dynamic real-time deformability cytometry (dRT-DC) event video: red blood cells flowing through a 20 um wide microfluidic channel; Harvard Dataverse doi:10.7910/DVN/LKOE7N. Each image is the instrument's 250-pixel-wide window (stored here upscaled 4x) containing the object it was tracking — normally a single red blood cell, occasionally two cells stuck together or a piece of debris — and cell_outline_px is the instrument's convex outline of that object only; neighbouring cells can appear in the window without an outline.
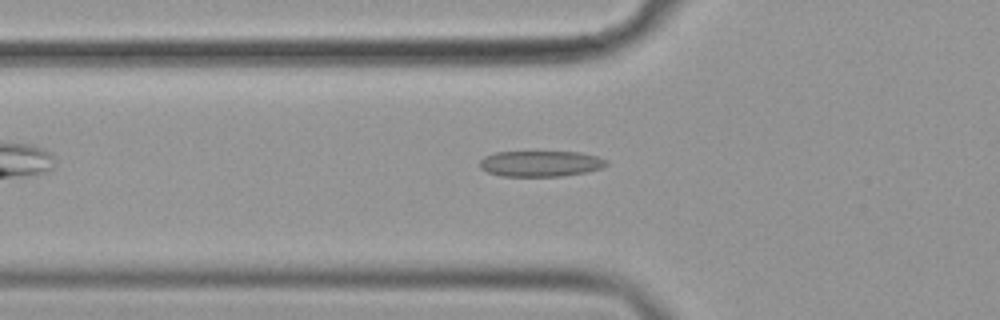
{"species": "common noctule bat (a hibernating species)", "species_latin": "Nyctalus noctula", "temperature_condition": "cold", "stored_images_in_passage": 47, "camera_frame_rate_fps": 3000, "um_per_image_px": 0.085, "animal": {"sex": "female", "body_mass_g": 19.9}, "frame": {"image": 1, "passage_image": 11, "time_ms": 3.333, "image_size_px": [1000, 320], "cell_outline_px": [[608, 164], [600, 168], [588, 172], [560, 176], [500, 176], [488, 172], [480, 168], [480, 160], [484, 156], [496, 152], [580, 152], [596, 156], [608, 160]], "centroid_in_image_um": [45.95, 13.91], "position_along_channel_um": 79.9, "area_um2": 19.07}}
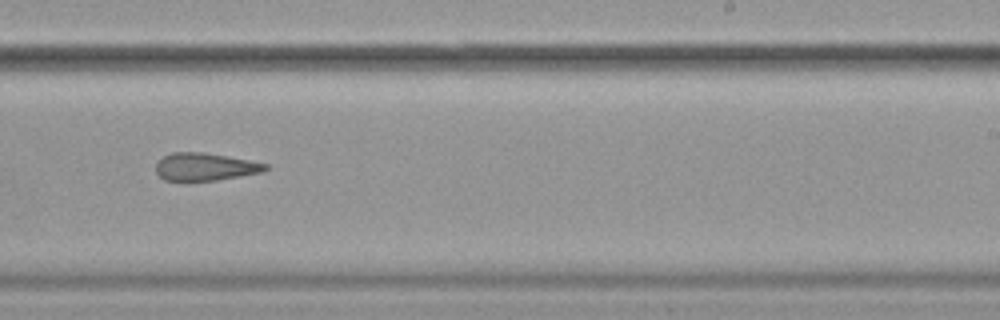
{"frame": {"image": 2, "passage_image": 27, "time_ms": 8.667, "image_size_px": [1000, 320], "cell_outline_px": [[268, 168], [260, 172], [216, 180], [188, 184], [164, 180], [156, 172], [156, 164], [164, 156], [172, 152], [204, 152], [248, 160], [268, 164]], "centroid_in_image_um": [17.35, 14.22], "position_along_channel_um": 271.7, "area_um2": 18.03}}
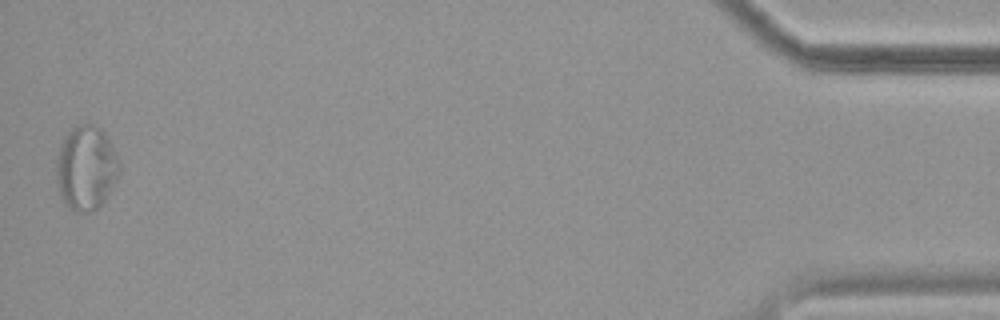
{"frame": {"image": 3, "passage_image": 47, "time_ms": 15.333, "image_size_px": [1000, 320], "cell_outline_px": [[120, 172], [108, 196], [96, 208], [88, 212], [76, 212], [68, 208], [64, 204], [60, 196], [56, 172], [56, 160], [60, 144], [64, 136], [72, 128], [84, 124], [92, 124], [100, 128], [104, 132], [120, 164]], "centroid_in_image_um": [7.3, 14.29], "position_along_channel_um": 427.9, "area_um2": 30.87}, "authors_computed_cell_mechanics": {"area_um2": 19.074, "velocity_mm_per_s": 3.5969, "shape_relaxation_time_tau1_ms": null, "shape_relaxation_time_tau2_ms": 5.1448, "deformation_change_tau1": null, "deformation_change_tau2": 0.1562}}